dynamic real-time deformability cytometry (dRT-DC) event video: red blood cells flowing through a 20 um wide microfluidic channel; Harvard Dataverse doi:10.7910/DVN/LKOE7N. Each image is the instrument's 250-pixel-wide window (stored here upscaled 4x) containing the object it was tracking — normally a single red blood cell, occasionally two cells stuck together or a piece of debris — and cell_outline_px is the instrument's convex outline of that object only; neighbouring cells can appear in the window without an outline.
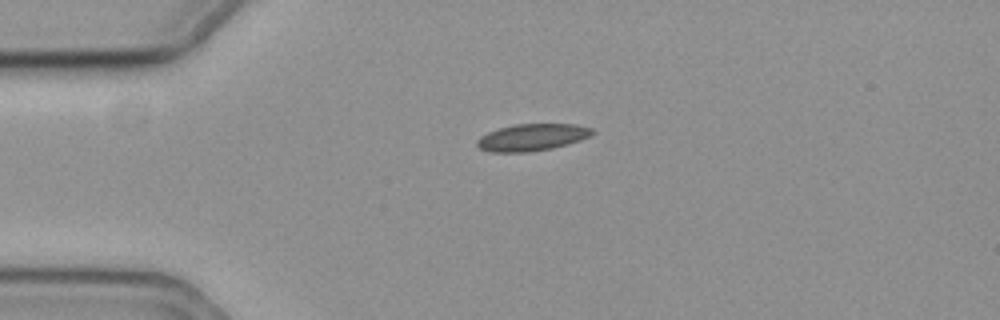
{"species": "common noctule bat (a hibernating species)", "species_latin": "Nyctalus noctula", "temperature_condition": "cold", "stored_images_in_passage": 46, "camera_frame_rate_fps": 3000, "um_per_image_px": 0.085, "animal": {"sex": "female", "body_mass_g": 19.3, "forearm_length_mm": 54.1}, "frame": {"image": 1, "passage_image": 1, "time_ms": 0.0, "image_size_px": [1000, 320], "cell_outline_px": [[596, 132], [592, 136], [568, 144], [552, 148], [528, 152], [488, 152], [480, 148], [476, 144], [476, 140], [480, 136], [488, 132], [500, 128], [516, 124], [576, 124], [592, 128]], "centroid_in_image_um": [45.25, 11.67], "position_along_channel_um": 39.8, "area_um2": 18.21}}
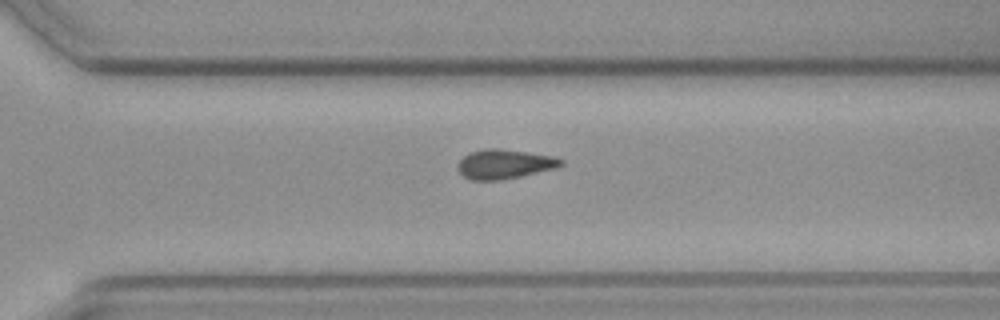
{"frame": {"image": 2, "passage_image": 28, "time_ms": 9.0, "image_size_px": [1000, 320], "cell_outline_px": [[564, 164], [556, 168], [500, 180], [472, 180], [464, 176], [460, 172], [456, 164], [468, 152], [484, 148], [496, 148], [552, 156], [564, 160]], "centroid_in_image_um": [42.84, 13.94], "position_along_channel_um": 327.8, "area_um2": 17.51}}
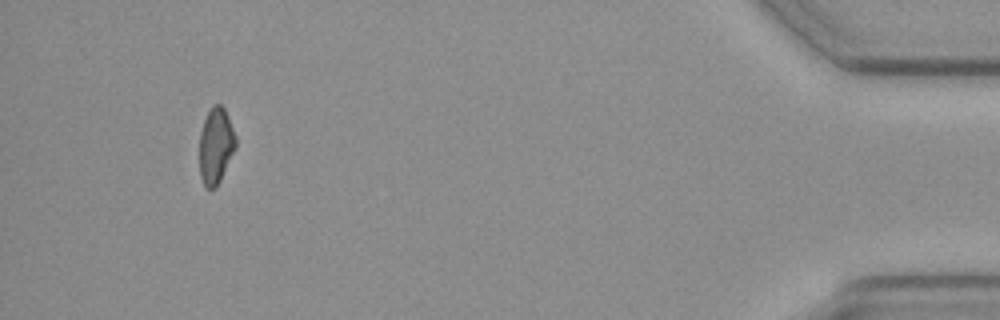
{"frame": {"image": 3, "passage_image": 42, "time_ms": 13.667, "image_size_px": [1000, 320], "cell_outline_px": [[236, 144], [220, 180], [216, 188], [204, 188], [200, 176], [200, 132], [204, 120], [212, 104], [220, 104], [224, 108], [228, 116], [236, 136]], "centroid_in_image_um": [18.33, 12.38], "position_along_channel_um": 416.9, "area_um2": 15.9}}